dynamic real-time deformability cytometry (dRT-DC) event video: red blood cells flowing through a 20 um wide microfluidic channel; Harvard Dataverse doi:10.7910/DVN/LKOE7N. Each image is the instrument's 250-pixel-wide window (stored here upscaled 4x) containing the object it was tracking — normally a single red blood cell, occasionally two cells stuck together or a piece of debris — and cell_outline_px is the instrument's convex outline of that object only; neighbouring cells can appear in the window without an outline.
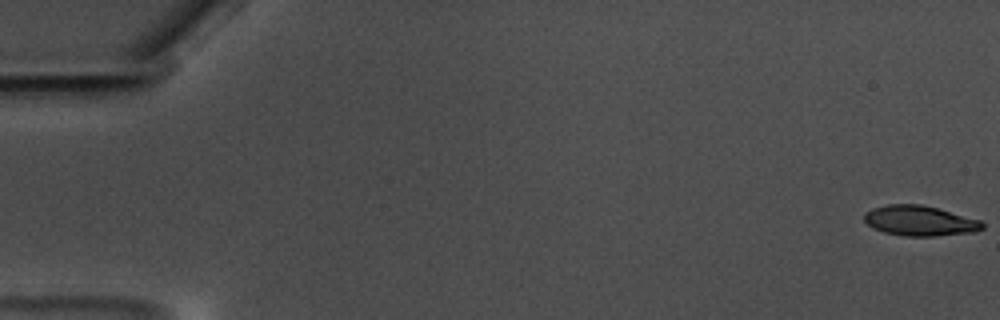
{"species": "common noctule bat (a hibernating species)", "species_latin": "Nyctalus noctula", "temperature_condition": "warm", "stored_images_in_passage": 60, "camera_frame_rate_fps": 3000, "um_per_image_px": 0.085, "animal": {"sex": "male", "body_mass_g": 17.5, "forearm_length_mm": 52.3}, "frame": {"image": 1, "passage_image": 1, "time_ms": 0.0, "image_size_px": [1000, 320], "cell_outline_px": [[984, 228], [976, 232], [936, 236], [904, 236], [884, 232], [872, 228], [864, 220], [864, 212], [872, 208], [888, 204], [920, 204], [936, 208], [980, 220], [984, 224]], "centroid_in_image_um": [78.16, 18.77], "position_along_channel_um": 6.8, "area_um2": 20.81}}
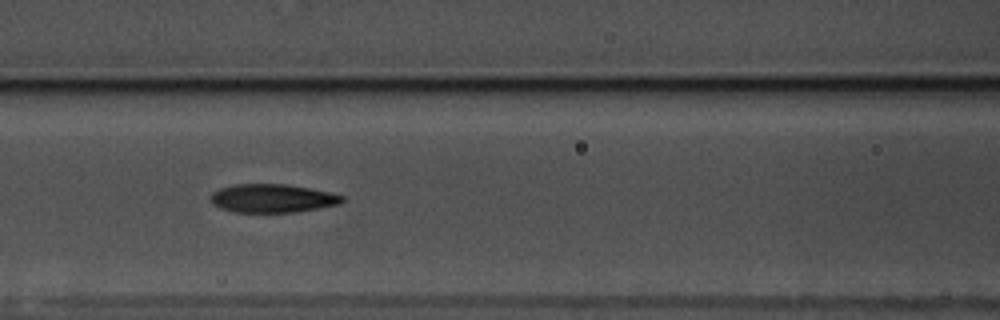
{"frame": {"image": 2, "passage_image": 27, "time_ms": 8.667, "image_size_px": [1000, 320], "cell_outline_px": [[348, 200], [340, 204], [296, 212], [236, 212], [220, 208], [212, 204], [208, 196], [212, 192], [220, 188], [232, 184], [284, 184], [312, 188], [332, 192], [344, 196]], "centroid_in_image_um": [23.17, 16.85], "position_along_channel_um": 143.4, "area_um2": 22.2}}
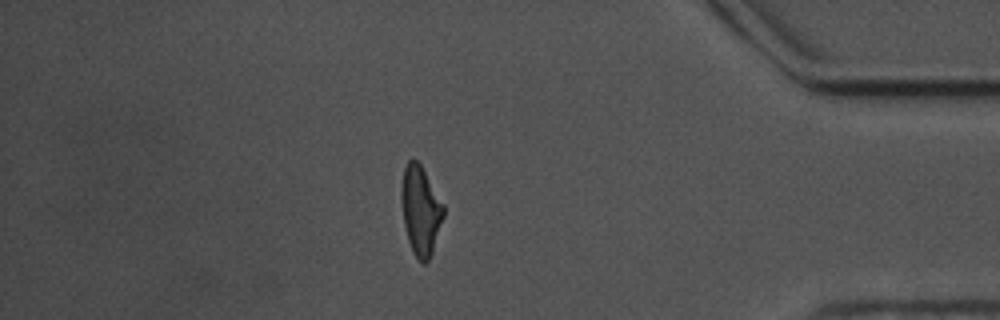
{"frame": {"image": 3, "passage_image": 52, "time_ms": 17.0, "image_size_px": [1000, 320], "cell_outline_px": [[444, 216], [432, 252], [428, 260], [424, 264], [416, 256], [408, 240], [404, 224], [400, 196], [400, 188], [404, 168], [408, 160], [412, 156], [420, 164], [444, 204]], "centroid_in_image_um": [35.74, 17.83], "position_along_channel_um": 399.5, "area_um2": 21.79}, "authors_computed_cell_mechanics": {"area_um2": 21.8195, "velocity_mm_per_s": 3.4746, "shape_relaxation_time_tau1_ms": 4.9672, "shape_relaxation_time_tau2_ms": 2.9246, "deformation_change_tau1": 0.177, "deformation_change_tau2": 0.1087}}